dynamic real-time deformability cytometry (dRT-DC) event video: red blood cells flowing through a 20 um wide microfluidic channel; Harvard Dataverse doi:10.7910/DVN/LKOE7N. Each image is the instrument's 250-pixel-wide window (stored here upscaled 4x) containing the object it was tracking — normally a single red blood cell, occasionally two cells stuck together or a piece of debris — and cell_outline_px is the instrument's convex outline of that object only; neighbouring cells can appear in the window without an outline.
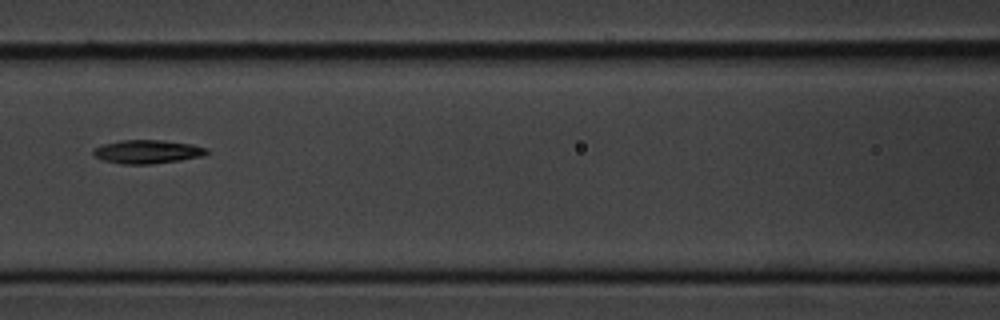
{"species": "common noctule bat (a hibernating species)", "species_latin": "Nyctalus noctula", "temperature_condition": "cold", "stored_images_in_passage": 9, "camera_frame_rate_fps": 3000, "um_per_image_px": 0.085, "animal": {"sex": "male", "body_mass_g": 20.1, "forearm_length_mm": 53.5}, "frame": {"image": 1, "passage_image": 6, "time_ms": 6.0, "image_size_px": [1000, 320], "cell_outline_px": [[208, 152], [204, 156], [180, 160], [152, 164], [120, 164], [100, 160], [92, 156], [92, 148], [104, 144], [120, 140], [164, 140], [192, 144], [208, 148]], "centroid_in_image_um": [12.48, 12.9], "position_along_channel_um": 154.1, "area_um2": 15.9}}
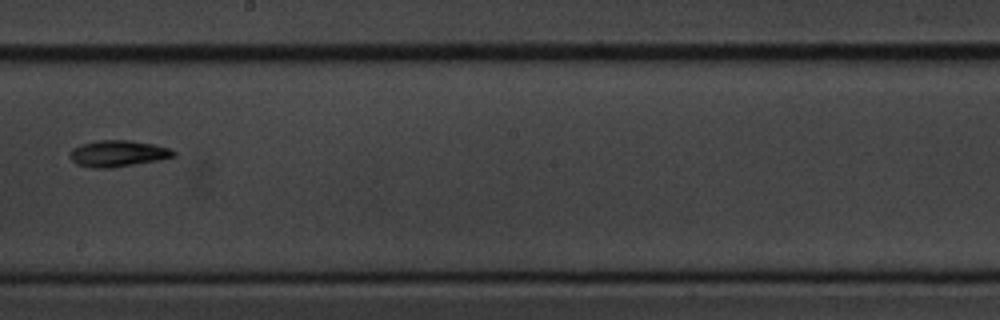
{"frame": {"image": 2, "passage_image": 8, "time_ms": 8.333, "image_size_px": [1000, 320], "cell_outline_px": [[176, 156], [160, 160], [112, 168], [92, 168], [76, 164], [72, 160], [72, 148], [80, 144], [100, 140], [132, 140], [156, 144], [172, 148], [176, 152]], "centroid_in_image_um": [10.1, 13.04], "position_along_channel_um": 238.1, "area_um2": 16.13}}
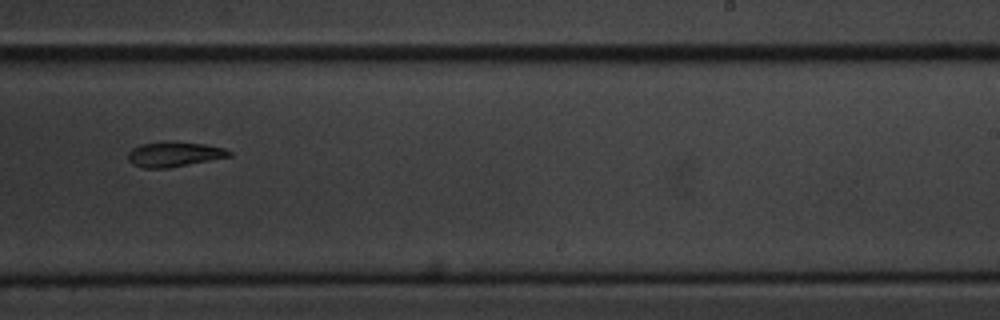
{"frame": {"image": 3, "passage_image": 9, "time_ms": 9.333, "image_size_px": [1000, 320], "cell_outline_px": [[232, 156], [168, 168], [144, 168], [132, 164], [128, 160], [128, 152], [132, 148], [140, 144], [168, 140], [204, 144], [224, 148], [232, 152]], "centroid_in_image_um": [14.78, 13.09], "position_along_channel_um": 274.2, "area_um2": 14.91}}